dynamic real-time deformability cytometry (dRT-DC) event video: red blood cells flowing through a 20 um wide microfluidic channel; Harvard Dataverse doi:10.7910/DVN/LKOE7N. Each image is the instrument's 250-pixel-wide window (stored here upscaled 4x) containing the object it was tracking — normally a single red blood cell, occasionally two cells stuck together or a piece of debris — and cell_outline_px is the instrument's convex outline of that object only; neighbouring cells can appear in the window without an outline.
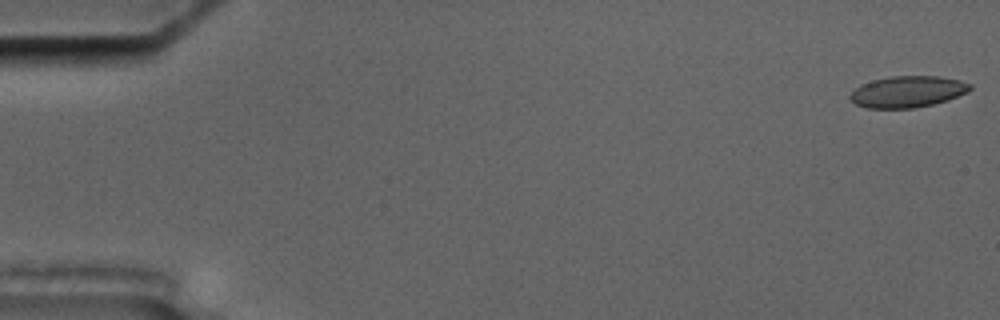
{"species": "common noctule bat (a hibernating species)", "species_latin": "Nyctalus noctula", "temperature_condition": "cold", "stored_images_in_passage": 5, "camera_frame_rate_fps": 3000, "um_per_image_px": 0.085, "animal": {"sex": "male", "body_mass_g": 17.5, "forearm_length_mm": 52.3}, "frame": {"image": 1, "passage_image": 1, "time_ms": 0.0, "image_size_px": [1000, 320], "cell_outline_px": [[972, 88], [968, 92], [948, 100], [916, 108], [868, 108], [856, 104], [848, 96], [860, 84], [872, 80], [892, 76], [940, 76], [960, 80], [972, 84]], "centroid_in_image_um": [77.17, 7.79], "position_along_channel_um": 7.8, "area_um2": 22.02}}
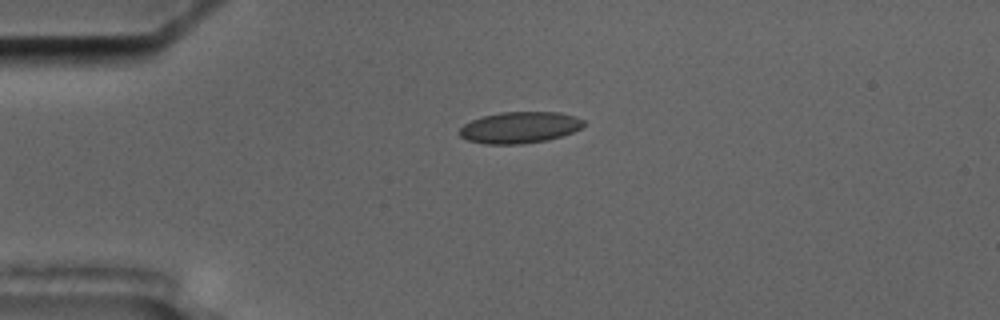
{"frame": {"image": 2, "passage_image": 4, "time_ms": 4.333, "image_size_px": [1000, 320], "cell_outline_px": [[584, 124], [580, 128], [572, 132], [548, 140], [520, 144], [484, 144], [468, 140], [460, 136], [460, 128], [464, 124], [480, 116], [500, 112], [560, 112], [576, 116], [584, 120]], "centroid_in_image_um": [44.16, 10.83], "position_along_channel_um": 40.8, "area_um2": 22.77}}